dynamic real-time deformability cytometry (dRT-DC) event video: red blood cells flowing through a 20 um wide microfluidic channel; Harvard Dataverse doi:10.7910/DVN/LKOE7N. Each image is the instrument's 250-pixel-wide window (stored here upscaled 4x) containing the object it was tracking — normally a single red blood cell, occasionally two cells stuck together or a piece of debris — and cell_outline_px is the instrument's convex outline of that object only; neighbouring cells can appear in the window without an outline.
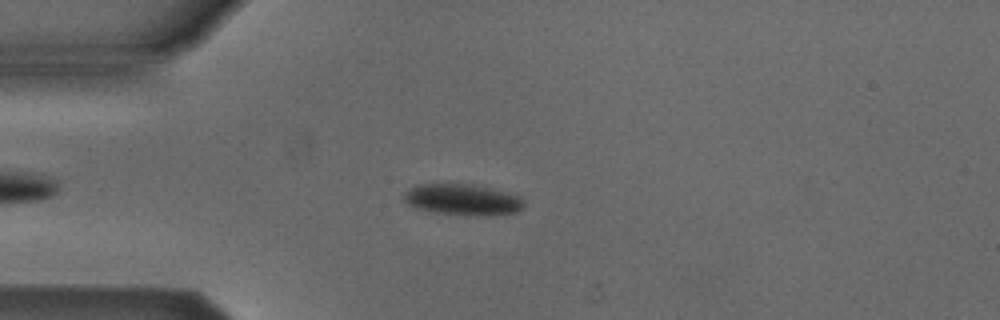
{"species": "Egyptian fruit bat (a non-hibernating species)", "species_latin": "Rousettus aegyptiacus", "temperature_condition": "cold", "stored_images_in_passage": 50, "camera_frame_rate_fps": 3000, "um_per_image_px": 0.085, "animal": {"sex": "male"}, "frame": {"image": 1, "passage_image": 10, "time_ms": 3.0, "image_size_px": [1000, 320], "cell_outline_px": [[524, 208], [516, 212], [492, 216], [468, 216], [436, 212], [420, 208], [408, 204], [404, 200], [404, 196], [416, 184], [484, 184], [520, 196], [524, 200]], "centroid_in_image_um": [39.45, 16.96], "position_along_channel_um": 45.5, "area_um2": 22.14}}
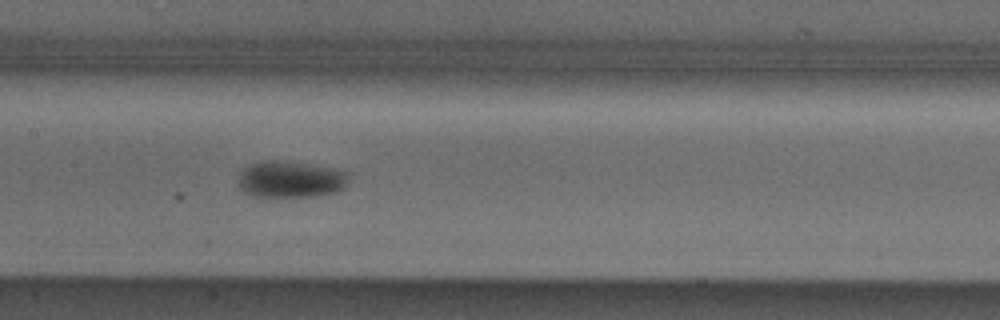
{"frame": {"image": 2, "passage_image": 22, "time_ms": 7.0, "image_size_px": [1000, 320], "cell_outline_px": [[344, 188], [336, 192], [316, 196], [252, 196], [244, 192], [236, 184], [236, 180], [240, 172], [244, 168], [252, 164], [264, 160], [276, 160], [308, 164], [344, 172]], "centroid_in_image_um": [24.55, 15.26], "position_along_channel_um": 182.8, "area_um2": 23.06}}
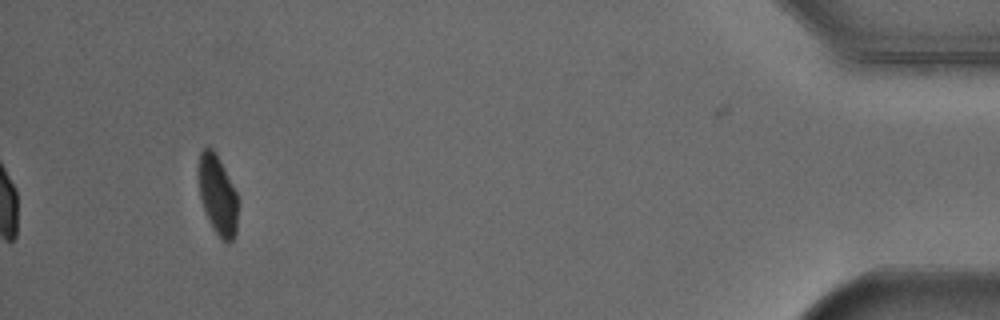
{"frame": {"image": 3, "passage_image": 46, "time_ms": 15.0, "image_size_px": [1000, 320], "cell_outline_px": [[236, 232], [232, 240], [228, 244], [220, 240], [212, 228], [208, 220], [200, 196], [200, 152], [204, 148], [212, 148], [236, 192]], "centroid_in_image_um": [18.5, 16.68], "position_along_channel_um": 416.7, "area_um2": 17.46}, "authors_computed_cell_mechanics": {"area_um2": 20.8369, "velocity_mm_per_s": 3.8626, "shape_relaxation_time_tau1_ms": 1.7175, "shape_relaxation_time_tau2_ms": null, "deformation_change_tau1": 0.1015, "deformation_change_tau2": null}}